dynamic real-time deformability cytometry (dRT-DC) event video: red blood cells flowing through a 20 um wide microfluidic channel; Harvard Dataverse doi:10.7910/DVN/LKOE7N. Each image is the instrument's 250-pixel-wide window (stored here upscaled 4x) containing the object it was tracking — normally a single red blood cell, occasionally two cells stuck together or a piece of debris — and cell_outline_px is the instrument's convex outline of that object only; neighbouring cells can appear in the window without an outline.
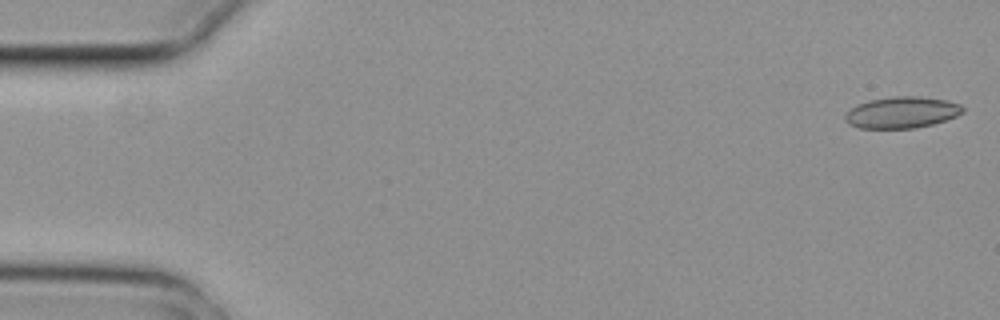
{"species": "common noctule bat (a hibernating species)", "species_latin": "Nyctalus noctula", "temperature_condition": "cold", "stored_images_in_passage": 6, "camera_frame_rate_fps": 3000, "um_per_image_px": 0.085, "animal": {"sex": "female", "body_mass_g": 29.2, "forearm_length_mm": 56.3}, "frame": {"image": 1, "passage_image": 1, "time_ms": 0.0, "image_size_px": [1000, 320], "cell_outline_px": [[964, 112], [956, 116], [932, 124], [912, 128], [860, 128], [848, 124], [844, 120], [844, 116], [856, 104], [868, 100], [896, 96], [916, 96], [948, 100], [960, 104], [964, 108]], "centroid_in_image_um": [76.64, 9.55], "position_along_channel_um": 8.4, "area_um2": 21.5}}
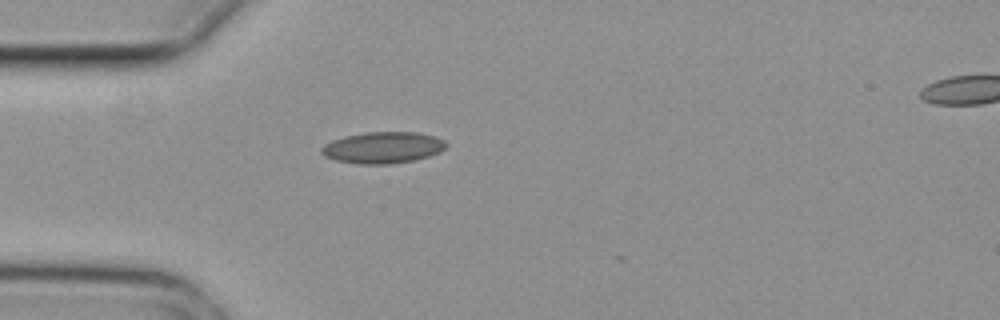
{"frame": {"image": 2, "passage_image": 5, "time_ms": 1.333, "image_size_px": [1000, 320], "cell_outline_px": [[448, 144], [440, 152], [428, 156], [412, 160], [392, 164], [356, 164], [336, 160], [324, 156], [320, 152], [320, 148], [324, 144], [332, 140], [344, 136], [364, 132], [416, 132], [436, 136], [444, 140]], "centroid_in_image_um": [32.52, 12.54], "position_along_channel_um": 52.5, "area_um2": 23.0}}